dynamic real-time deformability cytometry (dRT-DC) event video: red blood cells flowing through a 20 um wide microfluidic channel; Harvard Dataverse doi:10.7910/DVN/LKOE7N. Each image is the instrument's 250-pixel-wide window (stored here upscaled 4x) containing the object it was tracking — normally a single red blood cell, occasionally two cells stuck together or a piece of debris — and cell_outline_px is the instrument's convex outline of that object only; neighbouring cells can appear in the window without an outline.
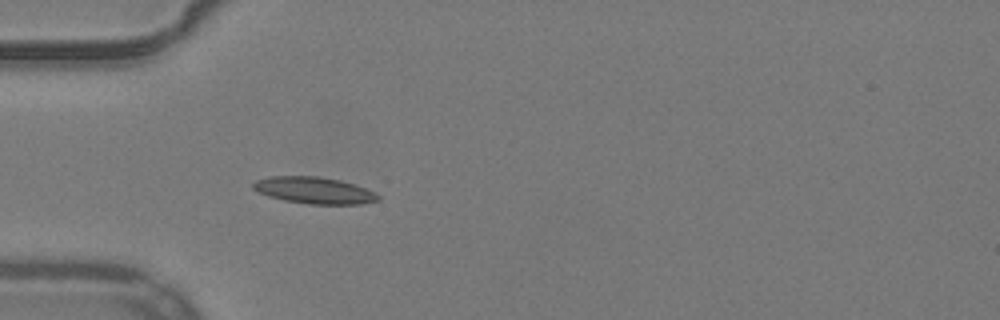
{"species": "common noctule bat (a hibernating species)", "species_latin": "Nyctalus noctula", "temperature_condition": "warm", "stored_images_in_passage": 40, "camera_frame_rate_fps": 3000, "um_per_image_px": 0.085, "animal": {"sex": "male", "body_mass_g": 19.2, "forearm_length_mm": 51.8}, "frame": {"image": 1, "passage_image": 6, "time_ms": 1.667, "image_size_px": [1000, 320], "cell_outline_px": [[380, 200], [360, 204], [308, 204], [284, 200], [268, 196], [252, 188], [252, 184], [256, 180], [268, 176], [316, 176], [340, 180], [376, 192], [380, 196]], "centroid_in_image_um": [26.7, 16.18], "position_along_channel_um": 58.3, "area_um2": 19.36}}
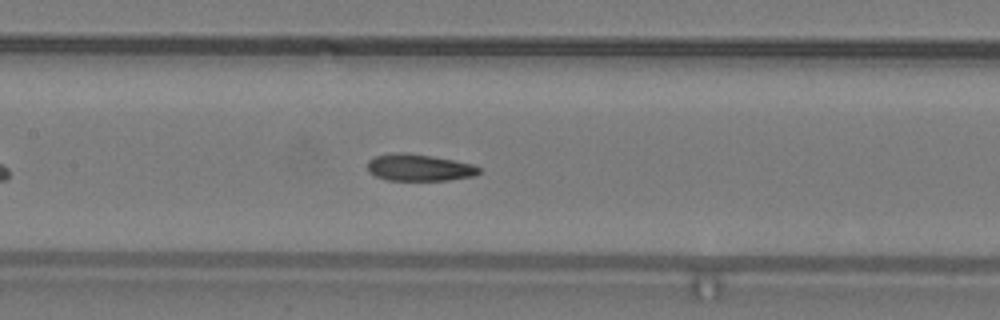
{"frame": {"image": 2, "passage_image": 15, "time_ms": 4.667, "image_size_px": [1000, 320], "cell_outline_px": [[480, 172], [476, 176], [448, 180], [388, 180], [376, 176], [368, 172], [368, 160], [376, 156], [396, 152], [404, 152], [432, 156], [472, 164], [480, 168]], "centroid_in_image_um": [35.63, 14.24], "position_along_channel_um": 171.8, "area_um2": 17.4}}
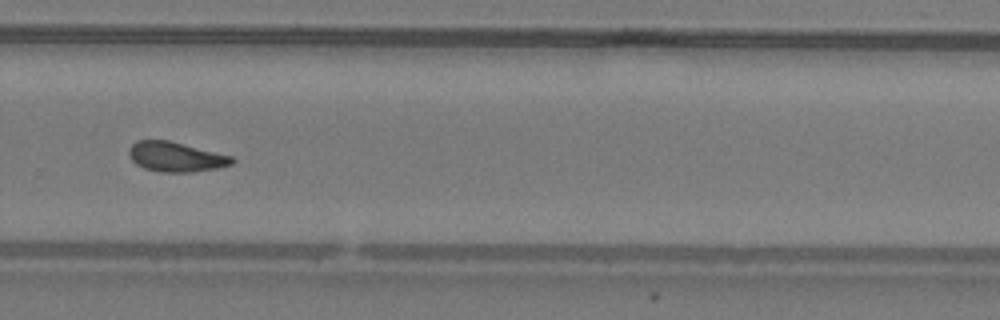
{"frame": {"image": 3, "passage_image": 26, "time_ms": 8.333, "image_size_px": [1000, 320], "cell_outline_px": [[236, 160], [232, 164], [216, 168], [192, 172], [160, 172], [144, 168], [136, 164], [128, 156], [128, 148], [136, 140], [168, 140], [232, 156]], "centroid_in_image_um": [14.91, 13.33], "position_along_channel_um": 314.9, "area_um2": 17.92}, "authors_computed_cell_mechanics": {"area_um2": 17.7446, "velocity_mm_per_s": 3.9317, "shape_relaxation_time_tau1_ms": 8.5673, "shape_relaxation_time_tau2_ms": 3.5108, "deformation_change_tau1": 0.1966, "deformation_change_tau2": 0.112}}